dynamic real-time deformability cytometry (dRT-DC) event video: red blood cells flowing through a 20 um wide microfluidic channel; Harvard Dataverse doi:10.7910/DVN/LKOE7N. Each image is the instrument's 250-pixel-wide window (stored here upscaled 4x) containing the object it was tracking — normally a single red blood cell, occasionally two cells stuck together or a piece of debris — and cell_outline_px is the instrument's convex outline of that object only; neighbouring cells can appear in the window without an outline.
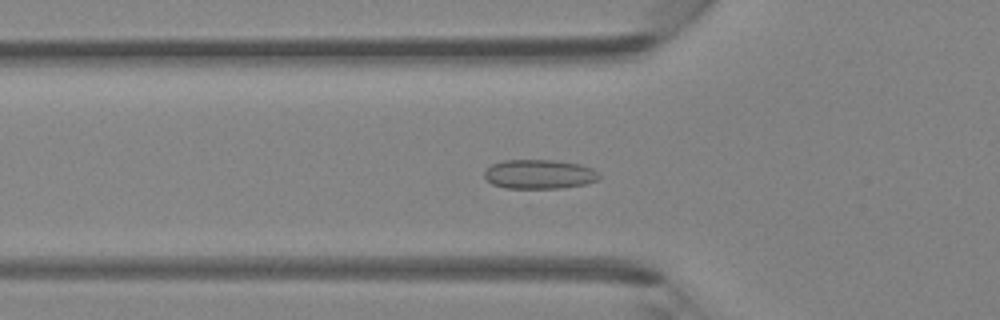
{"species": "Egyptian fruit bat (a non-hibernating species)", "species_latin": "Rousettus aegyptiacus", "temperature_condition": "room temperature", "stored_images_in_passage": 35, "camera_frame_rate_fps": 3000, "um_per_image_px": 0.085, "animal": {"sex": "female"}, "frame": {"image": 1, "passage_image": 5, "time_ms": 1.333, "image_size_px": [1000, 320], "cell_outline_px": [[600, 176], [596, 180], [588, 184], [560, 188], [504, 188], [492, 184], [484, 176], [484, 172], [492, 164], [504, 160], [556, 160], [580, 164], [592, 168]], "centroid_in_image_um": [45.84, 14.81], "position_along_channel_um": 80.0, "area_um2": 19.59}}
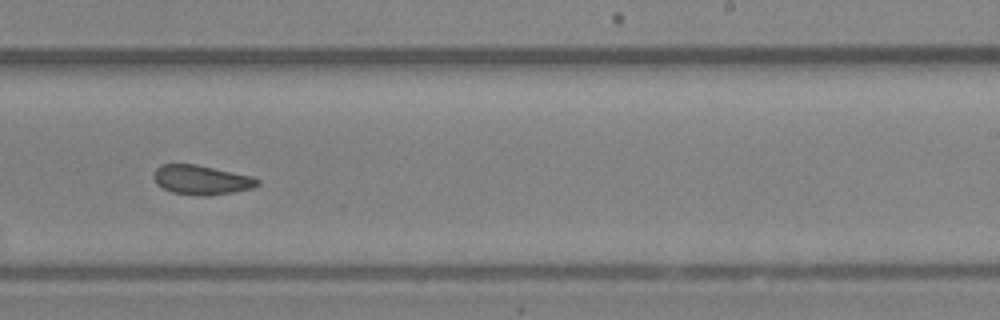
{"frame": {"image": 2, "passage_image": 18, "time_ms": 5.667, "image_size_px": [1000, 320], "cell_outline_px": [[260, 184], [252, 188], [232, 192], [208, 196], [204, 196], [172, 192], [156, 184], [152, 176], [156, 168], [160, 164], [196, 164], [252, 176], [260, 180]], "centroid_in_image_um": [17.11, 15.28], "position_along_channel_um": 271.9, "area_um2": 17.8}}
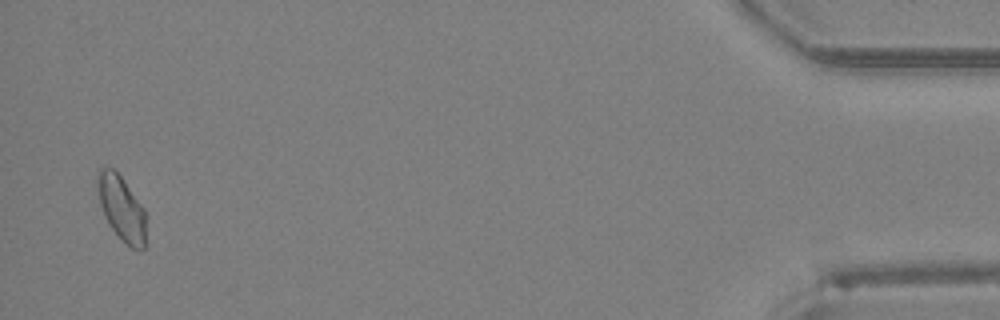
{"frame": {"image": 3, "passage_image": 34, "time_ms": 11.0, "image_size_px": [1000, 320], "cell_outline_px": [[144, 248], [132, 248], [120, 240], [108, 224], [104, 216], [100, 204], [96, 180], [96, 172], [100, 168], [112, 168], [120, 176], [144, 208]], "centroid_in_image_um": [10.28, 17.68], "position_along_channel_um": 424.9, "area_um2": 18.03}}